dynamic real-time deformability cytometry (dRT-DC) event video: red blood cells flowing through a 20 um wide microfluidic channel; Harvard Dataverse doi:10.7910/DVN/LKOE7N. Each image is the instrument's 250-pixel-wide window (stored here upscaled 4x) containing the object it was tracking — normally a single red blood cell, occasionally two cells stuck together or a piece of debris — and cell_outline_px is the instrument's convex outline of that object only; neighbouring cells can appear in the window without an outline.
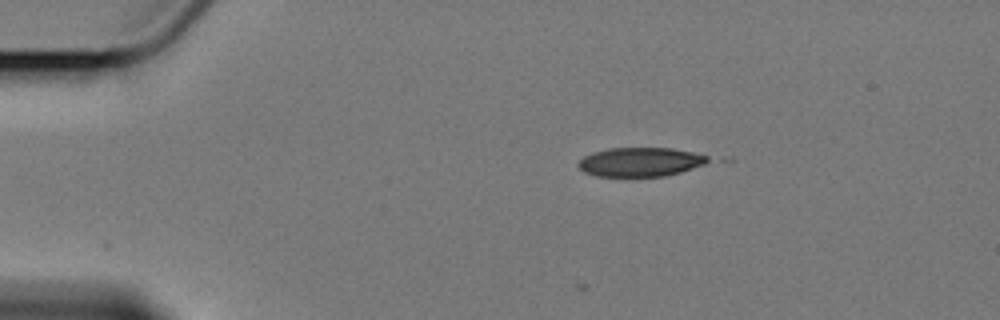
{"species": "Egyptian fruit bat (a non-hibernating species)", "species_latin": "Rousettus aegyptiacus", "temperature_condition": "cold", "stored_images_in_passage": 3, "camera_frame_rate_fps": 3000, "um_per_image_px": 0.085, "animal": {"sex": "female"}, "frame": {"image": 1, "passage_image": 2, "time_ms": 1.0, "image_size_px": [1000, 320], "cell_outline_px": [[712, 160], [704, 164], [680, 172], [664, 176], [596, 176], [584, 172], [576, 164], [584, 156], [592, 152], [608, 148], [672, 148], [692, 152], [708, 156]], "centroid_in_image_um": [54.41, 13.76], "position_along_channel_um": 30.6, "area_um2": 21.91}}